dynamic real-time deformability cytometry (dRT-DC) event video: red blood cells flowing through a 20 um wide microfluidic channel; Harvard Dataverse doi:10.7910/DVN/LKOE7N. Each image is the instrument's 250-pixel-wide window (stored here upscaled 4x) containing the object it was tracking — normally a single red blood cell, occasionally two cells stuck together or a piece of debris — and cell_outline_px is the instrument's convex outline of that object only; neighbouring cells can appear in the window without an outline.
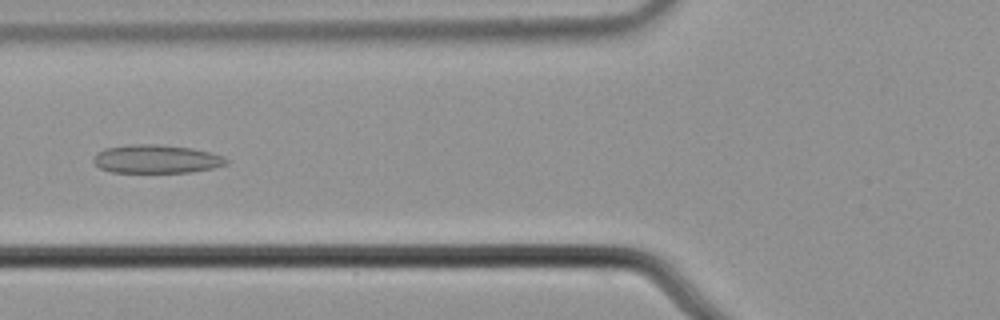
{"species": "common noctule bat (a hibernating species)", "species_latin": "Nyctalus noctula", "temperature_condition": "cold", "stored_images_in_passage": 56, "camera_frame_rate_fps": 3000, "um_per_image_px": 0.085, "animal": {"sex": "male", "body_mass_g": 21.5, "forearm_length_mm": 52.0}, "frame": {"image": 1, "passage_image": 22, "time_ms": 7.0, "image_size_px": [1000, 320], "cell_outline_px": [[228, 164], [212, 168], [192, 172], [112, 172], [100, 168], [92, 160], [96, 152], [104, 148], [132, 144], [156, 144], [192, 148], [224, 156], [228, 160]], "centroid_in_image_um": [13.28, 13.51], "position_along_channel_um": 112.5, "area_um2": 22.02}}
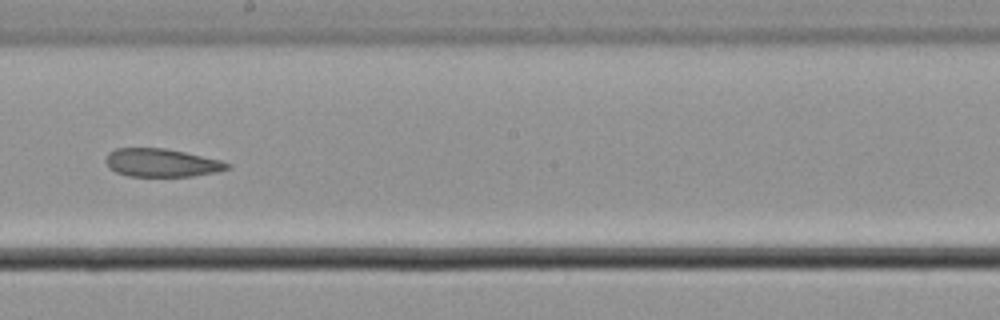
{"frame": {"image": 2, "passage_image": 32, "time_ms": 10.333, "image_size_px": [1000, 320], "cell_outline_px": [[232, 168], [216, 172], [192, 176], [128, 176], [116, 172], [108, 164], [108, 152], [116, 148], [164, 148], [184, 152], [220, 160], [232, 164]], "centroid_in_image_um": [13.8, 13.83], "position_along_channel_um": 234.4, "area_um2": 19.71}}
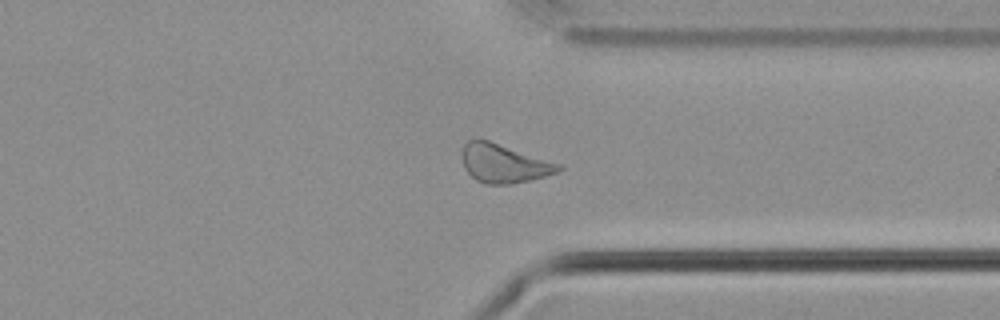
{"frame": {"image": 3, "passage_image": 43, "time_ms": 14.0, "image_size_px": [1000, 320], "cell_outline_px": [[564, 168], [560, 172], [532, 180], [512, 184], [484, 184], [476, 180], [464, 168], [464, 144], [468, 140], [488, 140], [560, 164]], "centroid_in_image_um": [42.87, 13.92], "position_along_channel_um": 368.5, "area_um2": 21.44}}